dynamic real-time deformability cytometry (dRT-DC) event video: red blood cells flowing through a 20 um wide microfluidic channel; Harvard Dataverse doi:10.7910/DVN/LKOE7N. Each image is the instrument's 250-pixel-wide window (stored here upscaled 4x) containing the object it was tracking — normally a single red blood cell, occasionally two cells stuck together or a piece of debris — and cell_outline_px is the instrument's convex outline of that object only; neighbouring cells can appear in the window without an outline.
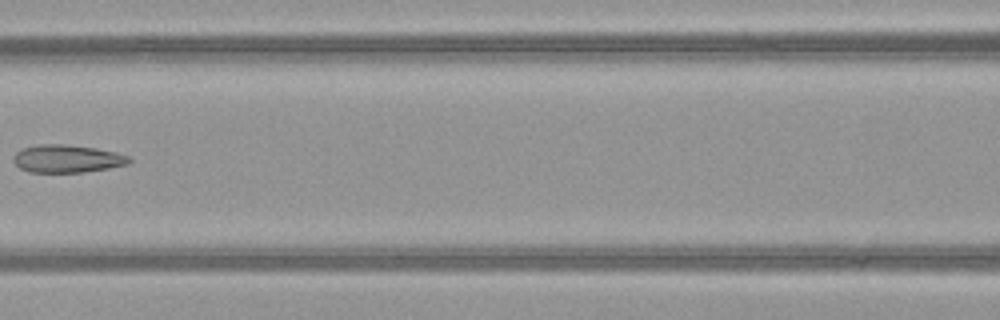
{"species": "common noctule bat (a hibernating species)", "species_latin": "Nyctalus noctula", "temperature_condition": "warm", "stored_images_in_passage": 7, "camera_frame_rate_fps": 3000, "um_per_image_px": 0.085, "animal": {"sex": "female", "body_mass_g": 21.9}, "frame": {"image": 1, "passage_image": 6, "time_ms": 1.667, "image_size_px": [1000, 320], "cell_outline_px": [[132, 160], [128, 164], [108, 168], [84, 172], [28, 172], [20, 168], [12, 160], [12, 156], [16, 152], [24, 148], [40, 144], [64, 144], [96, 148], [116, 152], [128, 156]], "centroid_in_image_um": [5.69, 13.49], "position_along_channel_um": 160.9, "area_um2": 18.73}}
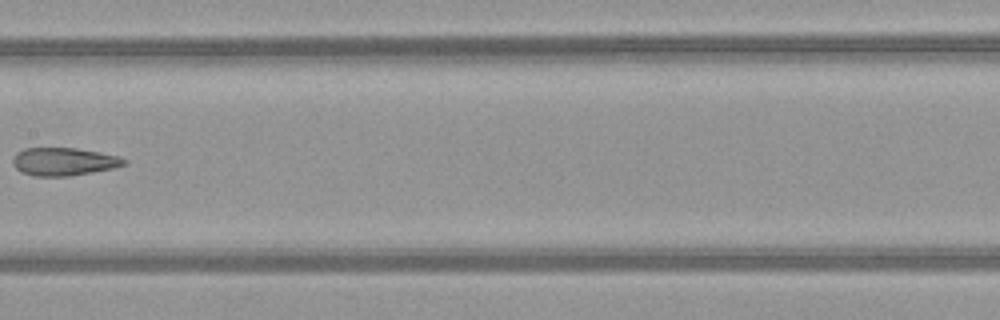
{"frame": {"image": 2, "passage_image": 7, "time_ms": 2.0, "image_size_px": [1000, 320], "cell_outline_px": [[128, 164], [112, 168], [92, 172], [68, 176], [32, 176], [20, 172], [12, 164], [12, 160], [16, 152], [24, 148], [76, 148], [100, 152], [120, 156], [128, 160]], "centroid_in_image_um": [5.42, 13.73], "position_along_channel_um": 202.0, "area_um2": 18.32}}